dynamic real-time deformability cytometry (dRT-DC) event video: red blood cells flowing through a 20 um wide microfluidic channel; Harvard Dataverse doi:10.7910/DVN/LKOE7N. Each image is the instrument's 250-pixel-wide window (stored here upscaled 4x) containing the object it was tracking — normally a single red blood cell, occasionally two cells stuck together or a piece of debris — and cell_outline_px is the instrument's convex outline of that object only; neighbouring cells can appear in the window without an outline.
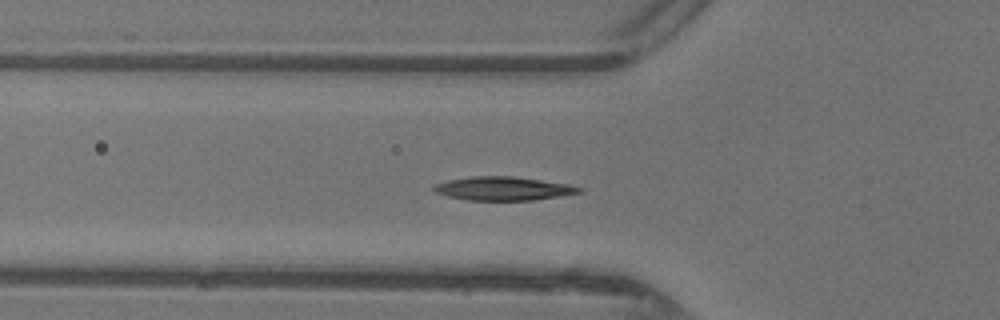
{"species": "common noctule bat (a hibernating species)", "species_latin": "Nyctalus noctula", "temperature_condition": "warm", "stored_images_in_passage": 47, "camera_frame_rate_fps": 3000, "um_per_image_px": 0.085, "animal": {"sex": "female"}, "frame": {"image": 1, "passage_image": 15, "time_ms": 4.667, "image_size_px": [1000, 320], "cell_outline_px": [[584, 188], [580, 192], [560, 196], [532, 200], [464, 200], [448, 196], [436, 192], [432, 188], [436, 184], [448, 180], [472, 176], [512, 176], [568, 184]], "centroid_in_image_um": [42.77, 16.02], "position_along_channel_um": 83.0, "area_um2": 19.83}}
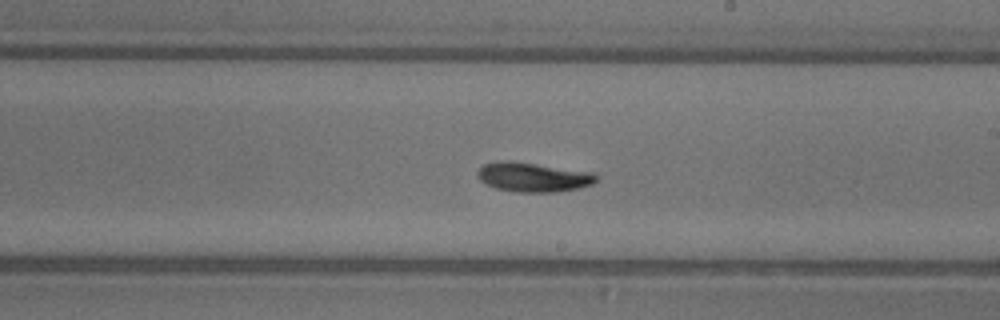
{"frame": {"image": 2, "passage_image": 26, "time_ms": 8.333, "image_size_px": [1000, 320], "cell_outline_px": [[596, 180], [592, 184], [580, 188], [556, 192], [516, 192], [496, 188], [484, 184], [476, 176], [476, 172], [484, 164], [496, 160], [508, 160], [592, 172], [596, 176]], "centroid_in_image_um": [45.25, 15.05], "position_along_channel_um": 243.7, "area_um2": 20.4}}
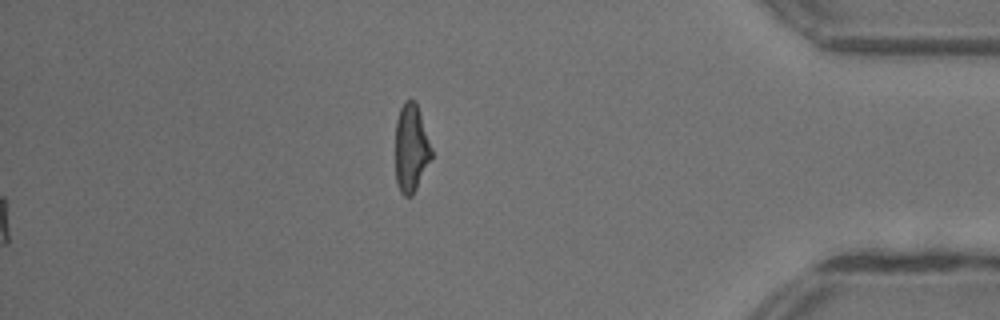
{"frame": {"image": 3, "passage_image": 47, "time_ms": 15.333, "image_size_px": [1000, 320], "cell_outline_px": [[432, 156], [412, 196], [404, 196], [400, 192], [396, 184], [396, 120], [400, 108], [404, 100], [416, 100], [432, 148]], "centroid_in_image_um": [34.94, 12.57], "position_along_channel_um": 400.3, "area_um2": 18.5}, "authors_computed_cell_mechanics": {"area_um2": 18.8428, "velocity_mm_per_s": 4.3733, "shape_relaxation_time_tau1_ms": 4.5056, "shape_relaxation_time_tau2_ms": 5.422, "deformation_change_tau1": 0.1537, "deformation_change_tau2": 0.0999}}